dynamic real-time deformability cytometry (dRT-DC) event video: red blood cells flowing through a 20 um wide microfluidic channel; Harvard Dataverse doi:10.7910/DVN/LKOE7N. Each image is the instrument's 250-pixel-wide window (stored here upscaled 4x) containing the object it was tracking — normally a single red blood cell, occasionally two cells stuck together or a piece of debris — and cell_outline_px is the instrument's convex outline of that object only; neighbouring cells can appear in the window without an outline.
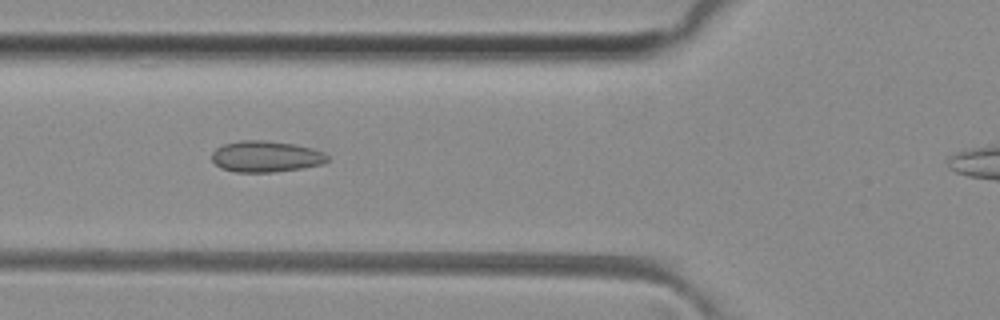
{"species": "common noctule bat (a hibernating species)", "species_latin": "Nyctalus noctula", "temperature_condition": "room temperature", "stored_images_in_passage": 33, "camera_frame_rate_fps": 3000, "um_per_image_px": 0.085, "animal": {"sex": "female", "body_mass_g": 29.2, "forearm_length_mm": 56.3}, "frame": {"image": 1, "passage_image": 7, "time_ms": 2.0, "image_size_px": [1000, 320], "cell_outline_px": [[328, 160], [320, 164], [304, 168], [272, 172], [236, 172], [220, 168], [212, 160], [212, 152], [216, 148], [224, 144], [240, 140], [264, 140], [296, 144], [312, 148], [324, 152], [328, 156]], "centroid_in_image_um": [22.59, 13.3], "position_along_channel_um": 103.2, "area_um2": 21.1}}
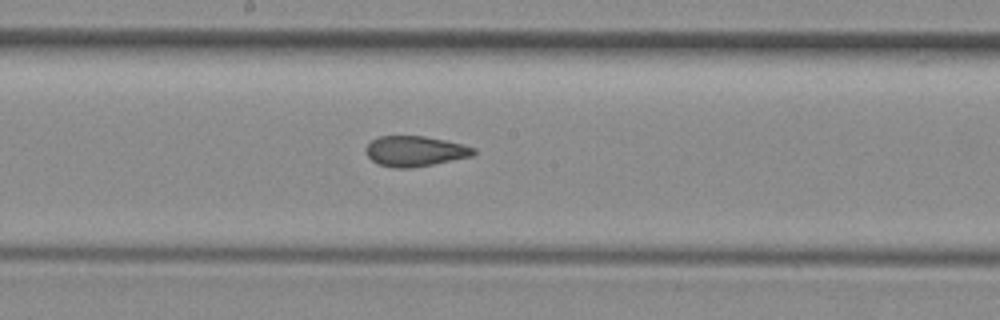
{"frame": {"image": 2, "passage_image": 15, "time_ms": 4.667, "image_size_px": [1000, 320], "cell_outline_px": [[476, 152], [472, 156], [412, 168], [392, 168], [380, 164], [372, 160], [364, 152], [364, 148], [372, 140], [380, 136], [424, 136], [464, 144], [476, 148]], "centroid_in_image_um": [35.27, 12.85], "position_along_channel_um": 212.9, "area_um2": 19.07}}
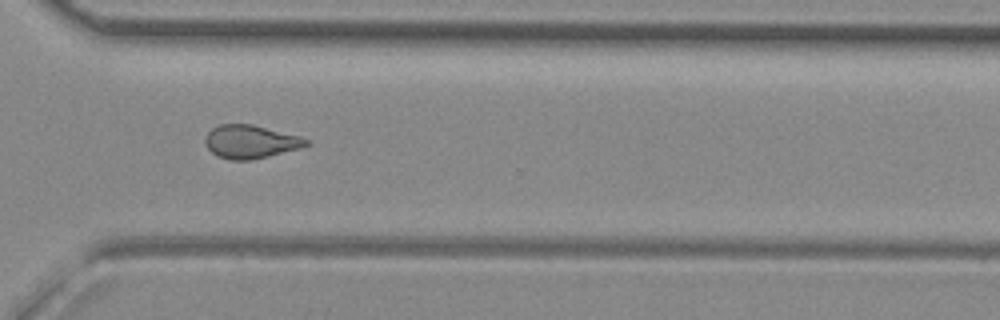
{"frame": {"image": 3, "passage_image": 25, "time_ms": 8.0, "image_size_px": [1000, 320], "cell_outline_px": [[312, 144], [300, 148], [268, 156], [248, 160], [228, 160], [216, 156], [204, 144], [204, 140], [208, 132], [212, 128], [220, 124], [252, 124], [300, 136], [308, 140]], "centroid_in_image_um": [21.28, 12.05], "position_along_channel_um": 349.3, "area_um2": 19.65}, "authors_computed_cell_mechanics": {"area_um2": 19.5364, "velocity_mm_per_s": 4.1145, "shape_relaxation_time_tau1_ms": null, "shape_relaxation_time_tau2_ms": 1.8949, "deformation_change_tau1": null, "deformation_change_tau2": 0.0746}}